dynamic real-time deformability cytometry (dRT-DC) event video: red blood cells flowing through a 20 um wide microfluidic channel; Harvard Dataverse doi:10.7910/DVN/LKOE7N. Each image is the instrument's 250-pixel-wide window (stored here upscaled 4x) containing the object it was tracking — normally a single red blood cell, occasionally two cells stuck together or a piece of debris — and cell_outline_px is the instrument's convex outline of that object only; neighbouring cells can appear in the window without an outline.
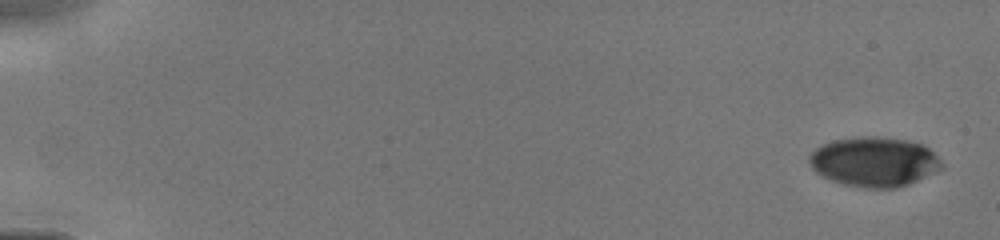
{"species": "human", "species_latin": "Homo sapiens", "temperature_condition": "cold", "stored_images_in_passage": 6, "camera_frame_rate_fps": 3000, "um_per_image_px": 0.085, "donor": {"sex": "male"}, "frame": {"image": 1, "passage_image": 1, "time_ms": 0.0, "image_size_px": [1000, 240], "cell_outline_px": [[944, 168], [908, 184], [896, 188], [864, 188], [844, 184], [832, 180], [816, 172], [812, 168], [808, 160], [808, 156], [816, 148], [832, 140], [860, 136], [872, 136], [904, 140], [920, 144], [928, 148], [944, 164]], "centroid_in_image_um": [74.29, 13.75], "position_along_channel_um": 10.7, "area_um2": 38.09}}
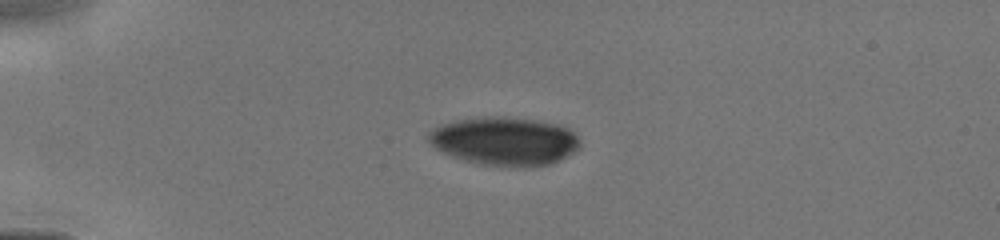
{"frame": {"image": 2, "passage_image": 5, "time_ms": 3.667, "image_size_px": [1000, 240], "cell_outline_px": [[580, 148], [568, 156], [548, 164], [484, 164], [464, 160], [452, 156], [436, 148], [428, 140], [428, 132], [432, 128], [440, 124], [456, 120], [492, 116], [500, 116], [540, 120], [556, 124], [568, 128], [580, 140]], "centroid_in_image_um": [42.88, 11.94], "position_along_channel_um": 42.1, "area_um2": 41.85}}